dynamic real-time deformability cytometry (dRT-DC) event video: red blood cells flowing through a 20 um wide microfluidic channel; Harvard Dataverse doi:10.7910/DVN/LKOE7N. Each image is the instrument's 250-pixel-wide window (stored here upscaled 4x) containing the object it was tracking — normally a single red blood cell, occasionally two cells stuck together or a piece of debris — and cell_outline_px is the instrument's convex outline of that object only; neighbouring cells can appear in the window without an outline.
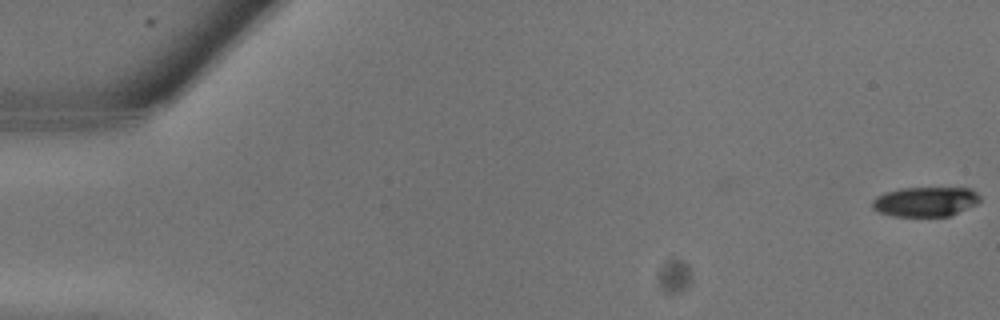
{"species": "common noctule bat (a hibernating species)", "species_latin": "Nyctalus noctula", "temperature_condition": "warm", "stored_images_in_passage": 12, "camera_frame_rate_fps": 3000, "um_per_image_px": 0.085, "animal": {"sex": "male", "body_mass_g": 13.3}, "frame": {"image": 1, "passage_image": 1, "time_ms": 0.0, "image_size_px": [1000, 320], "cell_outline_px": [[980, 200], [976, 204], [948, 216], [892, 216], [876, 212], [872, 208], [872, 200], [876, 196], [884, 192], [900, 188], [972, 188], [980, 196]], "centroid_in_image_um": [78.6, 17.13], "position_along_channel_um": 6.4, "area_um2": 18.73}}
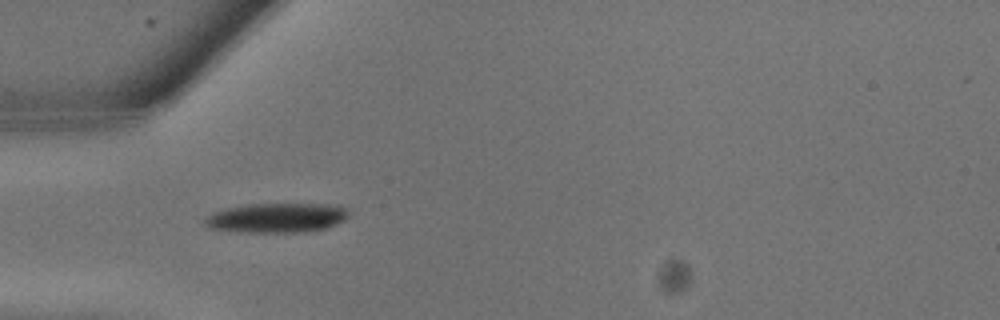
{"frame": {"image": 2, "passage_image": 9, "time_ms": 2.667, "image_size_px": [1000, 320], "cell_outline_px": [[348, 216], [344, 220], [336, 224], [324, 228], [304, 232], [248, 232], [208, 228], [204, 224], [204, 216], [212, 212], [224, 208], [248, 204], [336, 204], [348, 208]], "centroid_in_image_um": [23.5, 18.5], "position_along_channel_um": 61.5, "area_um2": 24.97}}
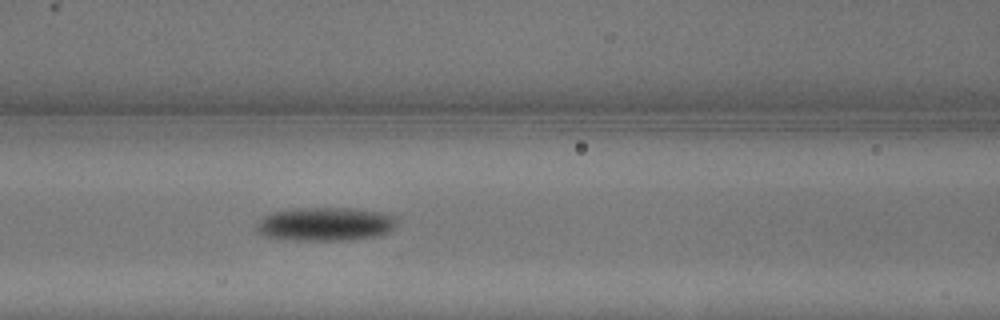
{"frame": {"image": 3, "passage_image": 12, "time_ms": 3.667, "image_size_px": [1000, 320], "cell_outline_px": [[400, 216], [396, 224], [388, 232], [380, 236], [352, 240], [296, 240], [264, 236], [256, 232], [256, 224], [264, 216], [272, 212], [296, 208], [356, 208], [384, 212]], "centroid_in_image_um": [27.72, 19.04], "position_along_channel_um": 138.9, "area_um2": 27.98}}